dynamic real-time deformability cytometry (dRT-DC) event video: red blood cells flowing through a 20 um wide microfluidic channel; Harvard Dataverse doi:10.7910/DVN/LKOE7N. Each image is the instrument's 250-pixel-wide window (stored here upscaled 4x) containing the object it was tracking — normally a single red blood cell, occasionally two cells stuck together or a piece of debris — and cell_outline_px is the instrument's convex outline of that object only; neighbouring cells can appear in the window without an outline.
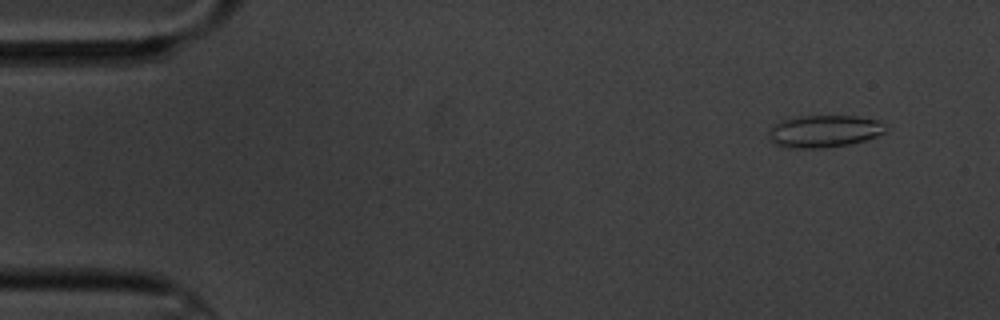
{"species": "common noctule bat (a hibernating species)", "species_latin": "Nyctalus noctula", "temperature_condition": "cold", "stored_images_in_passage": 7, "camera_frame_rate_fps": 3000, "um_per_image_px": 0.085, "animal": {"sex": "male", "body_mass_g": 20.1, "forearm_length_mm": 53.5}, "frame": {"image": 1, "passage_image": 2, "time_ms": 1.333, "image_size_px": [1000, 320], "cell_outline_px": [[888, 128], [884, 132], [876, 136], [864, 140], [848, 144], [820, 148], [784, 148], [776, 144], [768, 136], [768, 132], [772, 124], [780, 120], [800, 116], [856, 116], [880, 120]], "centroid_in_image_um": [70.02, 11.14], "position_along_channel_um": 15.0, "area_um2": 22.08}}
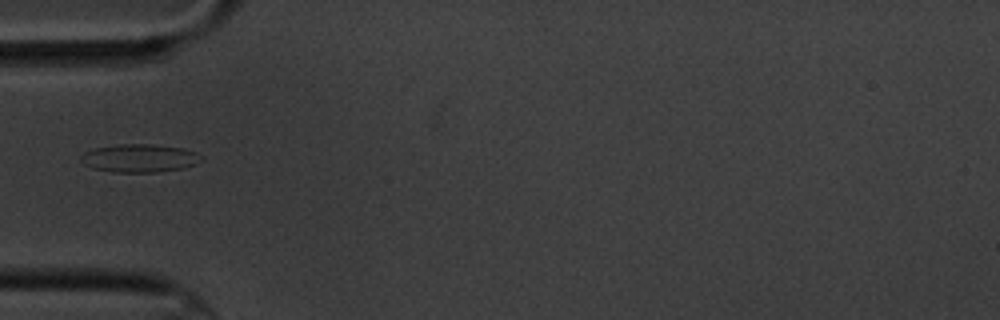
{"frame": {"image": 2, "passage_image": 6, "time_ms": 6.0, "image_size_px": [1000, 320], "cell_outline_px": [[204, 160], [196, 164], [184, 168], [156, 172], [112, 172], [92, 168], [84, 164], [80, 160], [80, 156], [84, 152], [96, 148], [120, 144], [148, 144], [184, 148], [196, 152], [204, 156]], "centroid_in_image_um": [11.9, 13.45], "position_along_channel_um": 73.1, "area_um2": 19.88}}